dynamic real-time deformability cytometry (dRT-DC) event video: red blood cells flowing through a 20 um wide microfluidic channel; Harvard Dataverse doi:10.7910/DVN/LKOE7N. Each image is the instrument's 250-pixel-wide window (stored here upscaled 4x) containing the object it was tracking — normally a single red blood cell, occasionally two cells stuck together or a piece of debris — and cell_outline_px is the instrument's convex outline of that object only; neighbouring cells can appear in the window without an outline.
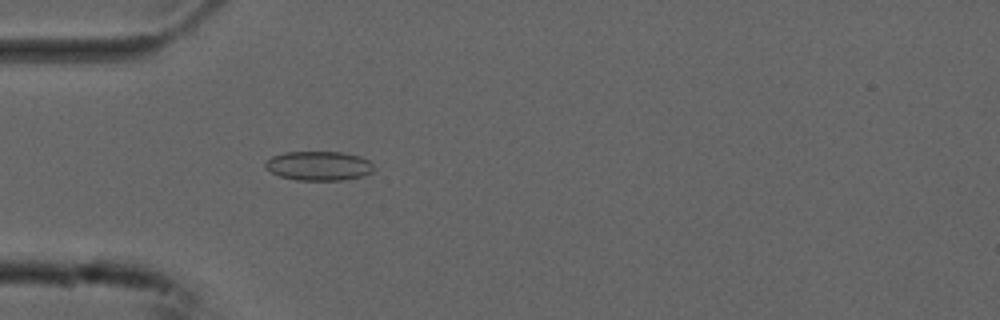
{"species": "common noctule bat (a hibernating species)", "species_latin": "Nyctalus noctula", "temperature_condition": "cold", "stored_images_in_passage": 54, "camera_frame_rate_fps": 3000, "um_per_image_px": 0.085, "animal": {"sex": "male", "forearm_length_mm": 52.5}, "frame": {"image": 1, "passage_image": 16, "time_ms": 5.0, "image_size_px": [1000, 320], "cell_outline_px": [[372, 172], [364, 176], [344, 180], [296, 180], [280, 176], [264, 168], [264, 164], [272, 156], [284, 152], [340, 152], [360, 156], [368, 160], [372, 164]], "centroid_in_image_um": [27.08, 14.1], "position_along_channel_um": 57.9, "area_um2": 18.5}}
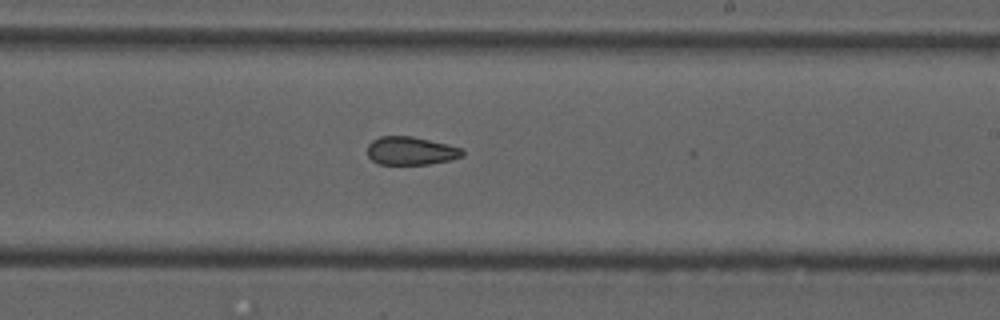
{"frame": {"image": 2, "passage_image": 32, "time_ms": 10.333, "image_size_px": [1000, 320], "cell_outline_px": [[464, 156], [452, 160], [428, 164], [380, 164], [372, 160], [368, 156], [368, 144], [372, 140], [380, 136], [412, 136], [448, 144], [460, 148], [464, 152]], "centroid_in_image_um": [34.93, 12.82], "position_along_channel_um": 254.1, "area_um2": 15.66}}
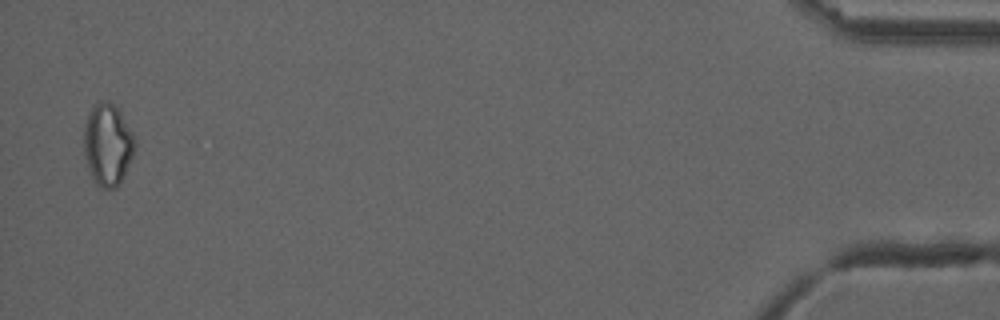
{"frame": {"image": 3, "passage_image": 53, "time_ms": 17.333, "image_size_px": [1000, 320], "cell_outline_px": [[136, 144], [132, 156], [120, 184], [116, 188], [100, 188], [96, 184], [88, 168], [84, 156], [84, 124], [92, 108], [100, 100], [108, 100], [120, 112], [132, 132], [136, 140]], "centroid_in_image_um": [9.15, 12.31], "position_along_channel_um": 426.1, "area_um2": 24.22}, "authors_computed_cell_mechanics": {"area_um2": 18.1203, "velocity_mm_per_s": 3.7466, "shape_relaxation_time_tau1_ms": null, "shape_relaxation_time_tau2_ms": 4.7238, "deformation_change_tau1": null, "deformation_change_tau2": 0.0985}}